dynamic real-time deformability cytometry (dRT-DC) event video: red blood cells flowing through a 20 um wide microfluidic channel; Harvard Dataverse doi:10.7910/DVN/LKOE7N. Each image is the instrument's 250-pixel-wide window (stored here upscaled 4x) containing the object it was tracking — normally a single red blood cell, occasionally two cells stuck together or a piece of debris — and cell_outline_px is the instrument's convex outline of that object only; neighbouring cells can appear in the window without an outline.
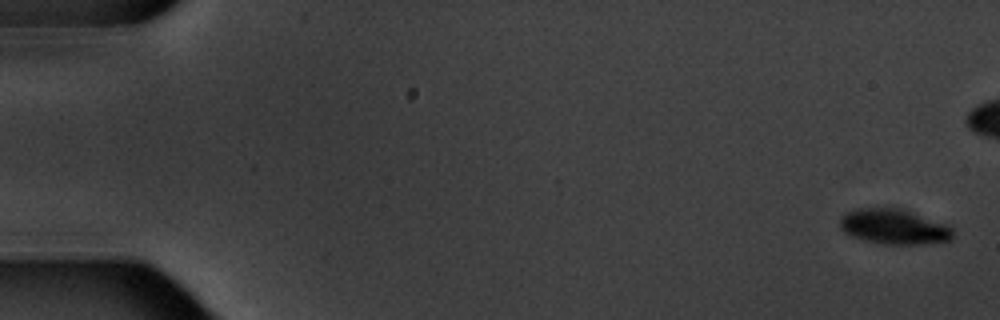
{"species": "common noctule bat (a hibernating species)", "species_latin": "Nyctalus noctula", "temperature_condition": "warm", "stored_images_in_passage": 10, "camera_frame_rate_fps": 3000, "um_per_image_px": 0.085, "animal": {"sex": "male", "body_mass_g": 20.1, "forearm_length_mm": 53.5}, "frame": {"image": 1, "passage_image": 1, "time_ms": 0.0, "image_size_px": [1000, 320], "cell_outline_px": [[952, 240], [920, 244], [884, 244], [852, 236], [844, 232], [840, 228], [840, 216], [856, 208], [904, 208], [948, 224], [952, 228]], "centroid_in_image_um": [76.01, 19.25], "position_along_channel_um": 9.0, "area_um2": 23.24}}